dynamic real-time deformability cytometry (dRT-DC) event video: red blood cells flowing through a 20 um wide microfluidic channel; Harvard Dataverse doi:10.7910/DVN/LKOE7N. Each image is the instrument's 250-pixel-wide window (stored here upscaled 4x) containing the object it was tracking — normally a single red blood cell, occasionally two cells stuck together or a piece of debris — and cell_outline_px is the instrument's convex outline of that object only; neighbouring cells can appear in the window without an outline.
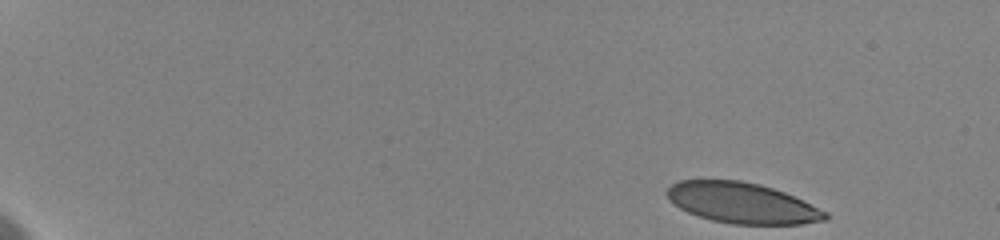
{"species": "human", "species_latin": "Homo sapiens", "temperature_condition": "cold", "stored_images_in_passage": 25, "camera_frame_rate_fps": 3000, "um_per_image_px": 0.085, "donor": {"sex": "female"}, "frame": {"image": 1, "passage_image": 1, "time_ms": 0.0, "image_size_px": [1000, 240], "cell_outline_px": [[828, 220], [800, 224], [732, 224], [712, 220], [688, 212], [680, 208], [668, 196], [668, 188], [672, 184], [680, 180], [740, 180], [760, 184], [784, 192], [804, 200], [828, 212]], "centroid_in_image_um": [63.14, 17.25], "position_along_channel_um": 21.9, "area_um2": 37.28}}
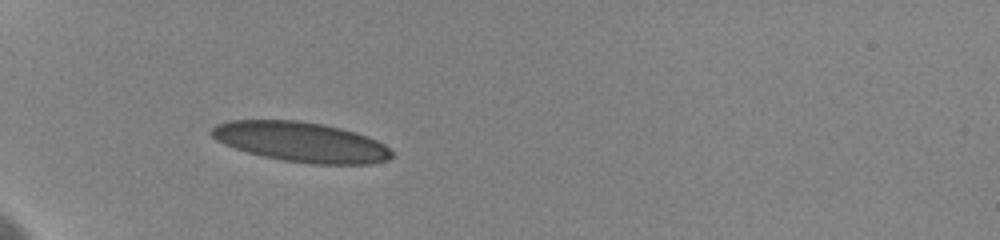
{"frame": {"image": 2, "passage_image": 24, "time_ms": 4.667, "image_size_px": [1000, 240], "cell_outline_px": [[392, 156], [388, 160], [368, 164], [312, 164], [280, 160], [248, 152], [224, 144], [216, 140], [208, 132], [216, 124], [228, 120], [300, 120], [324, 124], [356, 132], [368, 136], [384, 144], [392, 152]], "centroid_in_image_um": [25.57, 12.06], "position_along_channel_um": 59.4, "area_um2": 42.08}}